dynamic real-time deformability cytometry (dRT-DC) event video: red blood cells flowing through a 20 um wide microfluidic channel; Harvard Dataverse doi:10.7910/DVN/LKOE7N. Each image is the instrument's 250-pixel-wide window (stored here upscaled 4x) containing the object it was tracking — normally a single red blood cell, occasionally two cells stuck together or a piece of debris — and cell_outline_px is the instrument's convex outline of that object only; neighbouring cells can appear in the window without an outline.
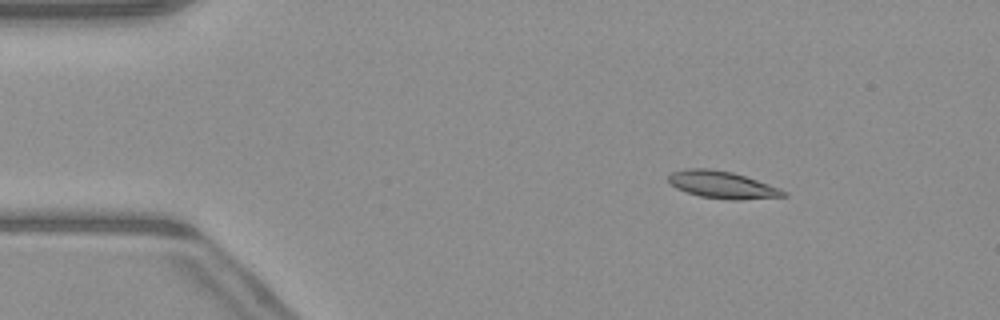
{"species": "common noctule bat (a hibernating species)", "species_latin": "Nyctalus noctula", "temperature_condition": "warm", "stored_images_in_passage": 51, "camera_frame_rate_fps": 3000, "um_per_image_px": 0.085, "animal": {"sex": "male", "body_mass_g": 23.1, "forearm_length_mm": 52.7}, "frame": {"image": 1, "passage_image": 8, "time_ms": 2.333, "image_size_px": [1000, 320], "cell_outline_px": [[788, 196], [740, 200], [732, 200], [700, 196], [676, 188], [668, 180], [668, 176], [672, 172], [684, 168], [708, 168], [732, 172], [780, 188], [788, 192]], "centroid_in_image_um": [61.4, 15.7], "position_along_channel_um": 23.6, "area_um2": 18.15}}
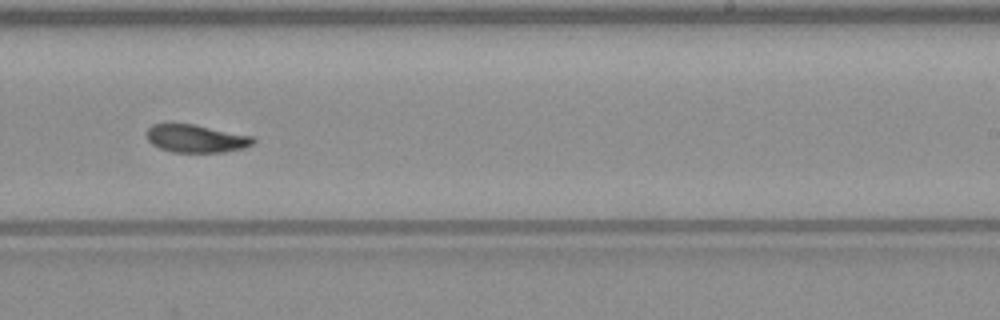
{"frame": {"image": 2, "passage_image": 32, "time_ms": 10.333, "image_size_px": [1000, 320], "cell_outline_px": [[256, 140], [252, 144], [244, 148], [224, 152], [172, 152], [160, 148], [152, 144], [148, 140], [148, 128], [152, 124], [192, 124], [252, 136]], "centroid_in_image_um": [16.67, 11.78], "position_along_channel_um": 272.3, "area_um2": 17.05}}
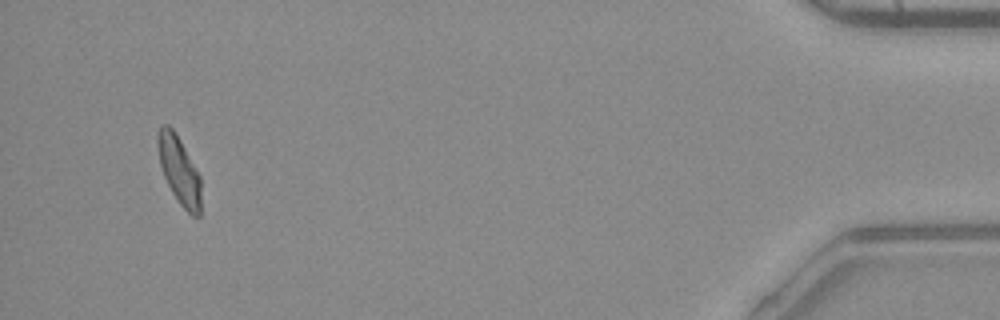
{"frame": {"image": 3, "passage_image": 49, "time_ms": 16.0, "image_size_px": [1000, 320], "cell_outline_px": [[200, 216], [192, 216], [180, 204], [172, 192], [164, 176], [160, 164], [156, 144], [156, 136], [160, 124], [168, 124], [172, 128], [180, 140], [200, 176]], "centroid_in_image_um": [15.2, 14.43], "position_along_channel_um": 420.0, "area_um2": 16.99}, "authors_computed_cell_mechanics": {"area_um2": 17.8602, "velocity_mm_per_s": 4.0677, "shape_relaxation_time_tau1_ms": 3.7342, "shape_relaxation_time_tau2_ms": 2.0964, "deformation_change_tau1": 0.1252, "deformation_change_tau2": 0.0713}}